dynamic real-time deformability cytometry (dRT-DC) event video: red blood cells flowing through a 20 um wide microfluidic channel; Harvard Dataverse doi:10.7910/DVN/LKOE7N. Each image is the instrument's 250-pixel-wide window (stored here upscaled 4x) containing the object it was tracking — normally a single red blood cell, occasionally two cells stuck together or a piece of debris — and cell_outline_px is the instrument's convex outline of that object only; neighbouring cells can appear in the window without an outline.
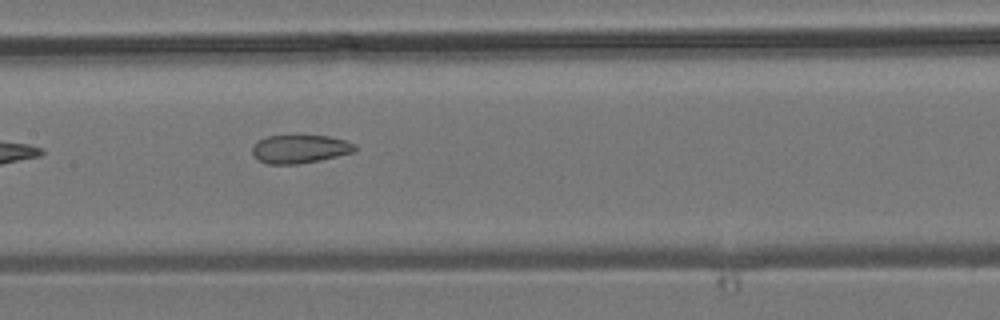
{"species": "common noctule bat (a hibernating species)", "species_latin": "Nyctalus noctula", "temperature_condition": "room temperature", "stored_images_in_passage": 13, "camera_frame_rate_fps": 3000, "um_per_image_px": 0.085, "animal": {"sex": "male", "body_mass_g": 19.2, "forearm_length_mm": 51.8}, "frame": {"image": 1, "passage_image": 10, "time_ms": 12.667, "image_size_px": [1000, 320], "cell_outline_px": [[356, 152], [320, 160], [296, 164], [268, 164], [260, 160], [252, 152], [252, 144], [256, 140], [268, 136], [296, 132], [300, 132], [328, 136], [344, 140], [356, 144]], "centroid_in_image_um": [25.49, 12.6], "position_along_channel_um": 181.9, "area_um2": 17.86}}
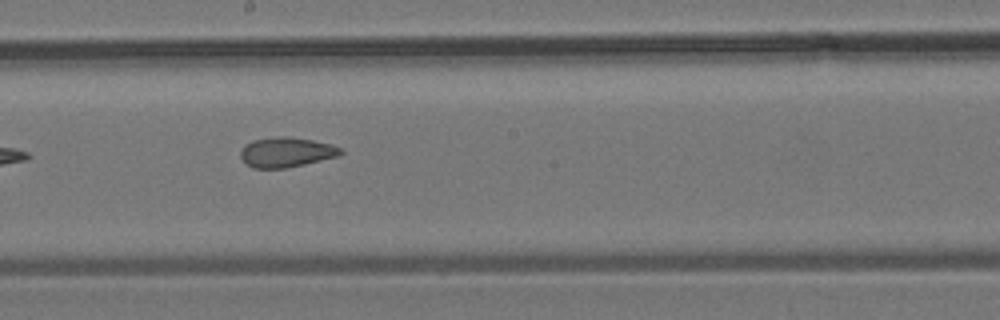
{"frame": {"image": 2, "passage_image": 11, "time_ms": 13.667, "image_size_px": [1000, 320], "cell_outline_px": [[344, 152], [340, 156], [304, 164], [284, 168], [252, 168], [244, 164], [240, 156], [240, 152], [244, 144], [252, 140], [276, 136], [288, 136], [312, 140], [332, 144], [344, 148]], "centroid_in_image_um": [24.34, 12.93], "position_along_channel_um": 223.9, "area_um2": 17.8}}
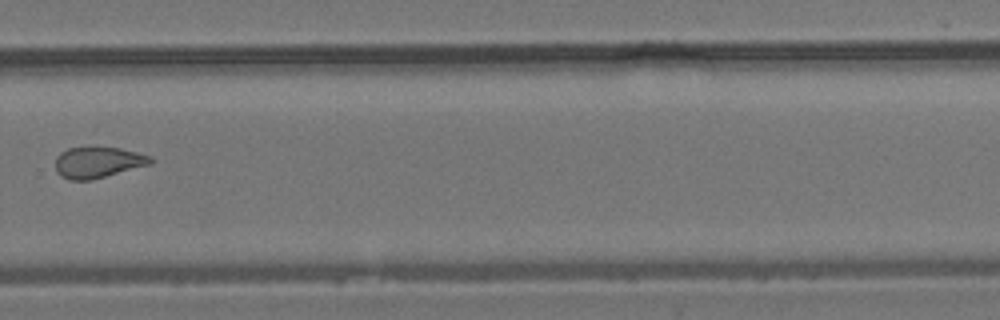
{"frame": {"image": 3, "passage_image": 13, "time_ms": 16.0, "image_size_px": [1000, 320], "cell_outline_px": [[156, 160], [152, 164], [92, 180], [68, 180], [60, 176], [56, 172], [56, 156], [60, 152], [68, 148], [96, 144], [120, 148], [152, 156]], "centroid_in_image_um": [8.34, 13.76], "position_along_channel_um": 321.5, "area_um2": 18.09}}